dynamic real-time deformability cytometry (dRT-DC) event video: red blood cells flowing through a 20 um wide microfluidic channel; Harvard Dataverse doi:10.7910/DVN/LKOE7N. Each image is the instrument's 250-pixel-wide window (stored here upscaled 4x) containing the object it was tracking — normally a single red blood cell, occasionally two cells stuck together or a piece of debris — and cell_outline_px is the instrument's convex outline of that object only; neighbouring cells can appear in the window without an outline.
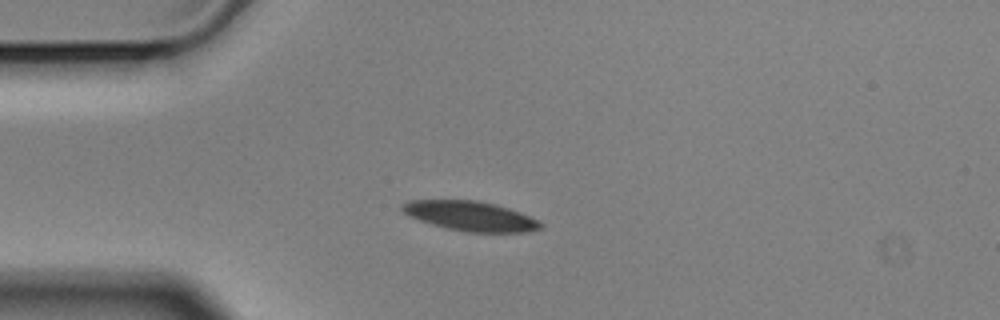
{"species": "Egyptian fruit bat (a non-hibernating species)", "species_latin": "Rousettus aegyptiacus", "temperature_condition": "cold", "stored_images_in_passage": 44, "camera_frame_rate_fps": 3000, "um_per_image_px": 0.085, "animal": {"sex": "male"}, "frame": {"image": 1, "passage_image": 1, "time_ms": 0.0, "image_size_px": [1000, 320], "cell_outline_px": [[544, 224], [540, 228], [528, 232], [464, 232], [432, 224], [420, 220], [404, 212], [400, 208], [400, 204], [408, 200], [476, 200], [496, 204], [520, 212], [540, 220]], "centroid_in_image_um": [40.02, 18.36], "position_along_channel_um": 45.0, "area_um2": 23.93}}
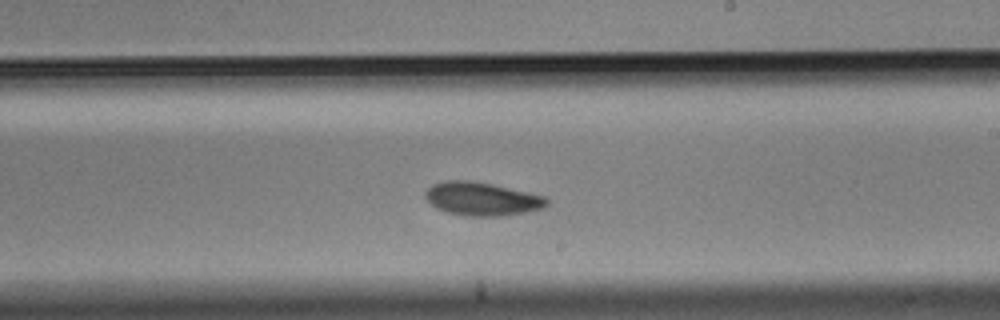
{"frame": {"image": 2, "passage_image": 20, "time_ms": 6.333, "image_size_px": [1000, 320], "cell_outline_px": [[548, 204], [544, 208], [524, 212], [500, 216], [464, 216], [448, 212], [436, 208], [424, 196], [424, 192], [432, 184], [444, 180], [472, 180], [492, 184], [544, 196], [548, 200]], "centroid_in_image_um": [40.93, 16.9], "position_along_channel_um": 248.1, "area_um2": 23.58}}
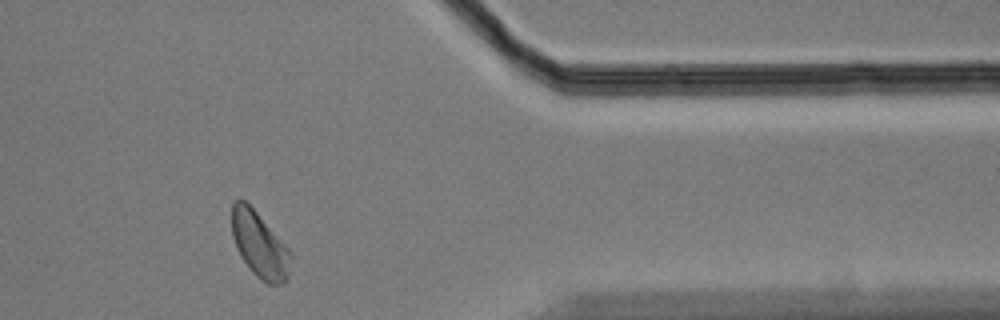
{"frame": {"image": 3, "passage_image": 34, "time_ms": 11.0, "image_size_px": [1000, 320], "cell_outline_px": [[292, 256], [288, 280], [284, 284], [268, 284], [256, 276], [252, 272], [240, 256], [236, 248], [232, 236], [232, 204], [236, 200], [244, 200], [256, 212], [288, 248]], "centroid_in_image_um": [22.07, 20.86], "position_along_channel_um": 389.3, "area_um2": 22.37}, "authors_computed_cell_mechanics": {"area_um2": 23.4379, "velocity_mm_per_s": 3.4746, "shape_relaxation_time_tau1_ms": 3.2685, "shape_relaxation_time_tau2_ms": null, "deformation_change_tau1": 0.0999, "deformation_change_tau2": null}}